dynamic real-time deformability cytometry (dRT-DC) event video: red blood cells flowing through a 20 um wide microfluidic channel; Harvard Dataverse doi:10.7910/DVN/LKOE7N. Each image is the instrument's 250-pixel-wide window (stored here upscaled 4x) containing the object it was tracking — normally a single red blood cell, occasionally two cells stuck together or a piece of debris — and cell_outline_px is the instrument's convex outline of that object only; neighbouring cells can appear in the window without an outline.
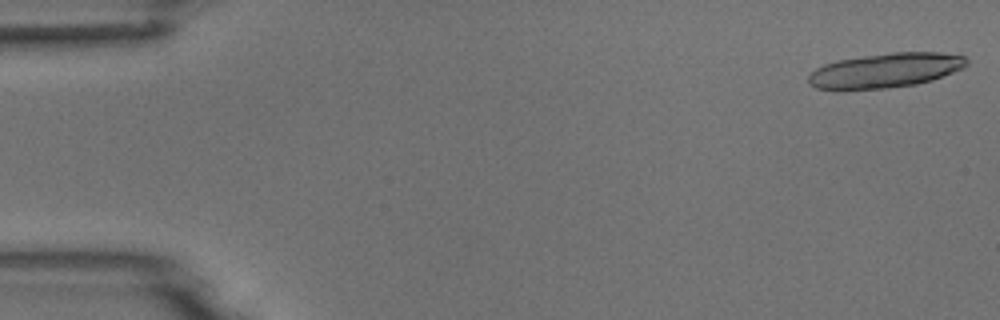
{"species": "common noctule bat (a hibernating species)", "species_latin": "Nyctalus noctula", "temperature_condition": "room temperature", "stored_images_in_passage": 5, "camera_frame_rate_fps": 3000, "um_per_image_px": 0.085, "animal": {"sex": "male", "body_mass_g": 18.8}, "frame": {"image": 1, "passage_image": 1, "time_ms": 0.0, "image_size_px": [1000, 320], "cell_outline_px": [[968, 64], [964, 68], [932, 80], [916, 84], [888, 88], [840, 92], [832, 92], [816, 88], [808, 84], [808, 76], [816, 68], [824, 64], [836, 60], [892, 52], [940, 52], [964, 56], [968, 60]], "centroid_in_image_um": [75.19, 6.02], "position_along_channel_um": 9.8, "area_um2": 32.71}}
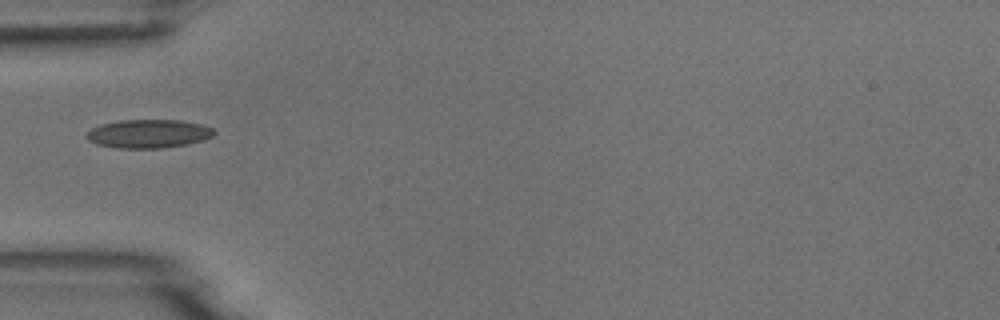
{"frame": {"image": 2, "passage_image": 5, "time_ms": 5.333, "image_size_px": [1000, 320], "cell_outline_px": [[216, 132], [212, 136], [204, 140], [184, 144], [160, 148], [116, 148], [96, 144], [88, 140], [88, 132], [92, 128], [100, 124], [120, 120], [180, 120], [204, 124], [212, 128]], "centroid_in_image_um": [12.64, 11.36], "position_along_channel_um": 72.4, "area_um2": 21.15}}